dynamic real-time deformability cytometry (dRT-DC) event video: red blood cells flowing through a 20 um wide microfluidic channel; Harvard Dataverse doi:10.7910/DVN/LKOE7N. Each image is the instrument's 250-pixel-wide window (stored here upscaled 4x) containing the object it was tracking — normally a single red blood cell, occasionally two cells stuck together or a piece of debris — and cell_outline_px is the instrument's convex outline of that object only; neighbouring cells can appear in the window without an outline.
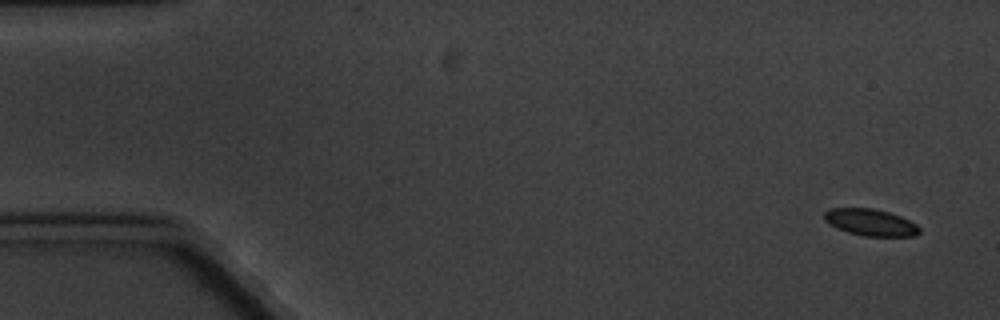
{"species": "common noctule bat (a hibernating species)", "species_latin": "Nyctalus noctula", "temperature_condition": "cold", "stored_images_in_passage": 5, "segment_of_instrument_passage": [2, 2], "camera_frame_rate_fps": 3000, "um_per_image_px": 0.085, "animal": {"sex": "male", "body_mass_g": 20.1, "forearm_length_mm": 53.5}, "frame": {"image": 1, "passage_image": 5, "time_ms": 5.667, "image_size_px": [1000, 320], "cell_outline_px": [[920, 232], [916, 236], [864, 236], [848, 232], [836, 228], [828, 224], [824, 220], [824, 212], [828, 208], [872, 208], [888, 212], [900, 216], [916, 224], [920, 228]], "centroid_in_image_um": [73.96, 18.9], "position_along_channel_um": 11.0, "area_um2": 14.91}}